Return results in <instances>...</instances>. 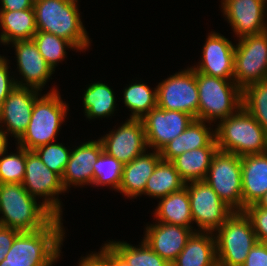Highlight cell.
<instances>
[{
  "label": "cell",
  "mask_w": 267,
  "mask_h": 266,
  "mask_svg": "<svg viewBox=\"0 0 267 266\" xmlns=\"http://www.w3.org/2000/svg\"><path fill=\"white\" fill-rule=\"evenodd\" d=\"M62 218L55 217L46 227L36 231H21L5 255V262L52 266L60 257L65 231Z\"/></svg>",
  "instance_id": "6da1fadb"
},
{
  "label": "cell",
  "mask_w": 267,
  "mask_h": 266,
  "mask_svg": "<svg viewBox=\"0 0 267 266\" xmlns=\"http://www.w3.org/2000/svg\"><path fill=\"white\" fill-rule=\"evenodd\" d=\"M77 3L78 0H34L37 31L62 37L78 51L86 50L91 42Z\"/></svg>",
  "instance_id": "7a4b0ae2"
},
{
  "label": "cell",
  "mask_w": 267,
  "mask_h": 266,
  "mask_svg": "<svg viewBox=\"0 0 267 266\" xmlns=\"http://www.w3.org/2000/svg\"><path fill=\"white\" fill-rule=\"evenodd\" d=\"M0 225L19 231L46 227L55 216L19 183L0 184Z\"/></svg>",
  "instance_id": "3957f363"
},
{
  "label": "cell",
  "mask_w": 267,
  "mask_h": 266,
  "mask_svg": "<svg viewBox=\"0 0 267 266\" xmlns=\"http://www.w3.org/2000/svg\"><path fill=\"white\" fill-rule=\"evenodd\" d=\"M218 123L215 137L219 151L240 157L267 152V132L243 107Z\"/></svg>",
  "instance_id": "277c9868"
},
{
  "label": "cell",
  "mask_w": 267,
  "mask_h": 266,
  "mask_svg": "<svg viewBox=\"0 0 267 266\" xmlns=\"http://www.w3.org/2000/svg\"><path fill=\"white\" fill-rule=\"evenodd\" d=\"M69 109L63 102L60 92L52 88L47 94L39 97L33 106L32 116L17 146L26 150L54 142Z\"/></svg>",
  "instance_id": "5b68a950"
},
{
  "label": "cell",
  "mask_w": 267,
  "mask_h": 266,
  "mask_svg": "<svg viewBox=\"0 0 267 266\" xmlns=\"http://www.w3.org/2000/svg\"><path fill=\"white\" fill-rule=\"evenodd\" d=\"M199 91L198 120L210 123L223 120L242 107V89L234 80L197 72Z\"/></svg>",
  "instance_id": "8992f818"
},
{
  "label": "cell",
  "mask_w": 267,
  "mask_h": 266,
  "mask_svg": "<svg viewBox=\"0 0 267 266\" xmlns=\"http://www.w3.org/2000/svg\"><path fill=\"white\" fill-rule=\"evenodd\" d=\"M214 234L218 266H242L257 242L252 222L244 211H234Z\"/></svg>",
  "instance_id": "52a82bcc"
},
{
  "label": "cell",
  "mask_w": 267,
  "mask_h": 266,
  "mask_svg": "<svg viewBox=\"0 0 267 266\" xmlns=\"http://www.w3.org/2000/svg\"><path fill=\"white\" fill-rule=\"evenodd\" d=\"M241 177V157L218 150L204 180L234 211H243Z\"/></svg>",
  "instance_id": "ba28073f"
},
{
  "label": "cell",
  "mask_w": 267,
  "mask_h": 266,
  "mask_svg": "<svg viewBox=\"0 0 267 266\" xmlns=\"http://www.w3.org/2000/svg\"><path fill=\"white\" fill-rule=\"evenodd\" d=\"M22 185L33 198L43 197L42 204L55 217L62 218V205L58 197L66 191L61 176L50 170L34 150H26L25 177Z\"/></svg>",
  "instance_id": "9c48e42d"
},
{
  "label": "cell",
  "mask_w": 267,
  "mask_h": 266,
  "mask_svg": "<svg viewBox=\"0 0 267 266\" xmlns=\"http://www.w3.org/2000/svg\"><path fill=\"white\" fill-rule=\"evenodd\" d=\"M234 55V82L243 90L267 79V31L238 38Z\"/></svg>",
  "instance_id": "30bf717a"
},
{
  "label": "cell",
  "mask_w": 267,
  "mask_h": 266,
  "mask_svg": "<svg viewBox=\"0 0 267 266\" xmlns=\"http://www.w3.org/2000/svg\"><path fill=\"white\" fill-rule=\"evenodd\" d=\"M157 107L166 110L182 111L198 119L199 91L197 72L191 67L171 75L159 82Z\"/></svg>",
  "instance_id": "8fae6325"
},
{
  "label": "cell",
  "mask_w": 267,
  "mask_h": 266,
  "mask_svg": "<svg viewBox=\"0 0 267 266\" xmlns=\"http://www.w3.org/2000/svg\"><path fill=\"white\" fill-rule=\"evenodd\" d=\"M190 200L192 220L198 225L197 231L216 232L234 212L205 180L185 184Z\"/></svg>",
  "instance_id": "7c38bea8"
},
{
  "label": "cell",
  "mask_w": 267,
  "mask_h": 266,
  "mask_svg": "<svg viewBox=\"0 0 267 266\" xmlns=\"http://www.w3.org/2000/svg\"><path fill=\"white\" fill-rule=\"evenodd\" d=\"M100 140L104 151L122 164L130 163L148 149L142 119L129 118Z\"/></svg>",
  "instance_id": "4fadbf2b"
},
{
  "label": "cell",
  "mask_w": 267,
  "mask_h": 266,
  "mask_svg": "<svg viewBox=\"0 0 267 266\" xmlns=\"http://www.w3.org/2000/svg\"><path fill=\"white\" fill-rule=\"evenodd\" d=\"M194 120L185 112L154 108L147 113L142 122L147 146L160 151L167 143L178 137Z\"/></svg>",
  "instance_id": "5bb4252c"
},
{
  "label": "cell",
  "mask_w": 267,
  "mask_h": 266,
  "mask_svg": "<svg viewBox=\"0 0 267 266\" xmlns=\"http://www.w3.org/2000/svg\"><path fill=\"white\" fill-rule=\"evenodd\" d=\"M40 96L38 90L16 86L0 106V127L4 130L6 126L4 131L16 141L28 128L33 106Z\"/></svg>",
  "instance_id": "9a60e30c"
},
{
  "label": "cell",
  "mask_w": 267,
  "mask_h": 266,
  "mask_svg": "<svg viewBox=\"0 0 267 266\" xmlns=\"http://www.w3.org/2000/svg\"><path fill=\"white\" fill-rule=\"evenodd\" d=\"M222 12L237 37L257 35L267 31L263 0H222Z\"/></svg>",
  "instance_id": "2e32d148"
},
{
  "label": "cell",
  "mask_w": 267,
  "mask_h": 266,
  "mask_svg": "<svg viewBox=\"0 0 267 266\" xmlns=\"http://www.w3.org/2000/svg\"><path fill=\"white\" fill-rule=\"evenodd\" d=\"M202 60L192 66L195 72L211 77L233 80L235 45L225 36L210 32L202 50Z\"/></svg>",
  "instance_id": "e0dca14e"
},
{
  "label": "cell",
  "mask_w": 267,
  "mask_h": 266,
  "mask_svg": "<svg viewBox=\"0 0 267 266\" xmlns=\"http://www.w3.org/2000/svg\"><path fill=\"white\" fill-rule=\"evenodd\" d=\"M12 45L15 47L19 75L22 76L21 81L15 80L16 86L42 91L54 70L46 63L33 39L18 40Z\"/></svg>",
  "instance_id": "ac0fdd59"
},
{
  "label": "cell",
  "mask_w": 267,
  "mask_h": 266,
  "mask_svg": "<svg viewBox=\"0 0 267 266\" xmlns=\"http://www.w3.org/2000/svg\"><path fill=\"white\" fill-rule=\"evenodd\" d=\"M143 240L163 259L172 264L186 246L189 237L198 229L155 222L145 228Z\"/></svg>",
  "instance_id": "d6986e66"
},
{
  "label": "cell",
  "mask_w": 267,
  "mask_h": 266,
  "mask_svg": "<svg viewBox=\"0 0 267 266\" xmlns=\"http://www.w3.org/2000/svg\"><path fill=\"white\" fill-rule=\"evenodd\" d=\"M103 151L100 139L85 142L71 150L68 163L61 177L65 191L71 185L93 184V165Z\"/></svg>",
  "instance_id": "ffe728a7"
},
{
  "label": "cell",
  "mask_w": 267,
  "mask_h": 266,
  "mask_svg": "<svg viewBox=\"0 0 267 266\" xmlns=\"http://www.w3.org/2000/svg\"><path fill=\"white\" fill-rule=\"evenodd\" d=\"M243 211L267 192V152L241 157Z\"/></svg>",
  "instance_id": "44dd1931"
},
{
  "label": "cell",
  "mask_w": 267,
  "mask_h": 266,
  "mask_svg": "<svg viewBox=\"0 0 267 266\" xmlns=\"http://www.w3.org/2000/svg\"><path fill=\"white\" fill-rule=\"evenodd\" d=\"M208 128L206 121L194 119L189 126L176 138L167 143L160 155L164 161H172L186 151L199 149L205 146H218L215 130Z\"/></svg>",
  "instance_id": "7402d4cb"
},
{
  "label": "cell",
  "mask_w": 267,
  "mask_h": 266,
  "mask_svg": "<svg viewBox=\"0 0 267 266\" xmlns=\"http://www.w3.org/2000/svg\"><path fill=\"white\" fill-rule=\"evenodd\" d=\"M162 160L160 151L146 154V151L130 163L123 165L122 180L119 192L129 198H136L144 193L147 180Z\"/></svg>",
  "instance_id": "603a6c76"
},
{
  "label": "cell",
  "mask_w": 267,
  "mask_h": 266,
  "mask_svg": "<svg viewBox=\"0 0 267 266\" xmlns=\"http://www.w3.org/2000/svg\"><path fill=\"white\" fill-rule=\"evenodd\" d=\"M171 266H218L214 233L194 231Z\"/></svg>",
  "instance_id": "cb8c5ba5"
},
{
  "label": "cell",
  "mask_w": 267,
  "mask_h": 266,
  "mask_svg": "<svg viewBox=\"0 0 267 266\" xmlns=\"http://www.w3.org/2000/svg\"><path fill=\"white\" fill-rule=\"evenodd\" d=\"M0 43L9 45L18 40L32 39L37 32L34 8L0 11Z\"/></svg>",
  "instance_id": "d4e9b609"
},
{
  "label": "cell",
  "mask_w": 267,
  "mask_h": 266,
  "mask_svg": "<svg viewBox=\"0 0 267 266\" xmlns=\"http://www.w3.org/2000/svg\"><path fill=\"white\" fill-rule=\"evenodd\" d=\"M154 215L156 216V222L193 229L191 225L193 224L191 206L186 186L160 198Z\"/></svg>",
  "instance_id": "484cf974"
},
{
  "label": "cell",
  "mask_w": 267,
  "mask_h": 266,
  "mask_svg": "<svg viewBox=\"0 0 267 266\" xmlns=\"http://www.w3.org/2000/svg\"><path fill=\"white\" fill-rule=\"evenodd\" d=\"M217 151L218 146H205L186 151L175 157L171 162L185 183L204 180L207 176L212 158Z\"/></svg>",
  "instance_id": "4316f807"
},
{
  "label": "cell",
  "mask_w": 267,
  "mask_h": 266,
  "mask_svg": "<svg viewBox=\"0 0 267 266\" xmlns=\"http://www.w3.org/2000/svg\"><path fill=\"white\" fill-rule=\"evenodd\" d=\"M185 184L174 164L161 160L148 178L143 194L160 199L180 190Z\"/></svg>",
  "instance_id": "83f0119b"
},
{
  "label": "cell",
  "mask_w": 267,
  "mask_h": 266,
  "mask_svg": "<svg viewBox=\"0 0 267 266\" xmlns=\"http://www.w3.org/2000/svg\"><path fill=\"white\" fill-rule=\"evenodd\" d=\"M115 106V94L107 84L95 82L86 87L83 95V107L87 118L111 116L115 111Z\"/></svg>",
  "instance_id": "f1b7e54d"
},
{
  "label": "cell",
  "mask_w": 267,
  "mask_h": 266,
  "mask_svg": "<svg viewBox=\"0 0 267 266\" xmlns=\"http://www.w3.org/2000/svg\"><path fill=\"white\" fill-rule=\"evenodd\" d=\"M124 104L130 109L129 118L142 119L152 109L157 107V90L150 89L144 83L135 82L124 89Z\"/></svg>",
  "instance_id": "f546056e"
},
{
  "label": "cell",
  "mask_w": 267,
  "mask_h": 266,
  "mask_svg": "<svg viewBox=\"0 0 267 266\" xmlns=\"http://www.w3.org/2000/svg\"><path fill=\"white\" fill-rule=\"evenodd\" d=\"M131 266H171L159 254L154 252L149 245L142 240L141 246L130 245L127 242H108Z\"/></svg>",
  "instance_id": "4dcf8cb0"
},
{
  "label": "cell",
  "mask_w": 267,
  "mask_h": 266,
  "mask_svg": "<svg viewBox=\"0 0 267 266\" xmlns=\"http://www.w3.org/2000/svg\"><path fill=\"white\" fill-rule=\"evenodd\" d=\"M242 107L267 132V79L242 90Z\"/></svg>",
  "instance_id": "1f68e13d"
},
{
  "label": "cell",
  "mask_w": 267,
  "mask_h": 266,
  "mask_svg": "<svg viewBox=\"0 0 267 266\" xmlns=\"http://www.w3.org/2000/svg\"><path fill=\"white\" fill-rule=\"evenodd\" d=\"M46 63L55 71L56 65L66 57V49L77 48L68 40L43 31H37L32 38Z\"/></svg>",
  "instance_id": "d6a6232c"
},
{
  "label": "cell",
  "mask_w": 267,
  "mask_h": 266,
  "mask_svg": "<svg viewBox=\"0 0 267 266\" xmlns=\"http://www.w3.org/2000/svg\"><path fill=\"white\" fill-rule=\"evenodd\" d=\"M123 165L115 157L103 151L93 165L92 185L109 186L118 191L122 180Z\"/></svg>",
  "instance_id": "836d02e7"
},
{
  "label": "cell",
  "mask_w": 267,
  "mask_h": 266,
  "mask_svg": "<svg viewBox=\"0 0 267 266\" xmlns=\"http://www.w3.org/2000/svg\"><path fill=\"white\" fill-rule=\"evenodd\" d=\"M17 150L9 155L5 152L0 157V184H22L25 177L26 149L18 146Z\"/></svg>",
  "instance_id": "e575fe53"
},
{
  "label": "cell",
  "mask_w": 267,
  "mask_h": 266,
  "mask_svg": "<svg viewBox=\"0 0 267 266\" xmlns=\"http://www.w3.org/2000/svg\"><path fill=\"white\" fill-rule=\"evenodd\" d=\"M34 151L50 170L62 177L71 149L66 148L62 143L51 142L37 147Z\"/></svg>",
  "instance_id": "d590c367"
},
{
  "label": "cell",
  "mask_w": 267,
  "mask_h": 266,
  "mask_svg": "<svg viewBox=\"0 0 267 266\" xmlns=\"http://www.w3.org/2000/svg\"><path fill=\"white\" fill-rule=\"evenodd\" d=\"M244 212L252 222L257 241L267 243V209L255 203L248 205Z\"/></svg>",
  "instance_id": "8d00e7d4"
},
{
  "label": "cell",
  "mask_w": 267,
  "mask_h": 266,
  "mask_svg": "<svg viewBox=\"0 0 267 266\" xmlns=\"http://www.w3.org/2000/svg\"><path fill=\"white\" fill-rule=\"evenodd\" d=\"M103 245L100 251L92 254L104 266H131L109 243Z\"/></svg>",
  "instance_id": "74e56055"
},
{
  "label": "cell",
  "mask_w": 267,
  "mask_h": 266,
  "mask_svg": "<svg viewBox=\"0 0 267 266\" xmlns=\"http://www.w3.org/2000/svg\"><path fill=\"white\" fill-rule=\"evenodd\" d=\"M8 59L0 55V106L16 87L15 79L10 76Z\"/></svg>",
  "instance_id": "f35d334b"
},
{
  "label": "cell",
  "mask_w": 267,
  "mask_h": 266,
  "mask_svg": "<svg viewBox=\"0 0 267 266\" xmlns=\"http://www.w3.org/2000/svg\"><path fill=\"white\" fill-rule=\"evenodd\" d=\"M242 266H267V243L257 241Z\"/></svg>",
  "instance_id": "ab89813d"
},
{
  "label": "cell",
  "mask_w": 267,
  "mask_h": 266,
  "mask_svg": "<svg viewBox=\"0 0 267 266\" xmlns=\"http://www.w3.org/2000/svg\"><path fill=\"white\" fill-rule=\"evenodd\" d=\"M21 231L0 225V262L5 258V255L10 250L15 237Z\"/></svg>",
  "instance_id": "60d3db41"
},
{
  "label": "cell",
  "mask_w": 267,
  "mask_h": 266,
  "mask_svg": "<svg viewBox=\"0 0 267 266\" xmlns=\"http://www.w3.org/2000/svg\"><path fill=\"white\" fill-rule=\"evenodd\" d=\"M2 7L0 11H20L31 9L34 6V0H0Z\"/></svg>",
  "instance_id": "b9f144b4"
},
{
  "label": "cell",
  "mask_w": 267,
  "mask_h": 266,
  "mask_svg": "<svg viewBox=\"0 0 267 266\" xmlns=\"http://www.w3.org/2000/svg\"><path fill=\"white\" fill-rule=\"evenodd\" d=\"M86 256L81 258L78 266H104L92 253Z\"/></svg>",
  "instance_id": "7bdbcfd3"
},
{
  "label": "cell",
  "mask_w": 267,
  "mask_h": 266,
  "mask_svg": "<svg viewBox=\"0 0 267 266\" xmlns=\"http://www.w3.org/2000/svg\"><path fill=\"white\" fill-rule=\"evenodd\" d=\"M8 135L0 128V157L7 151L8 147Z\"/></svg>",
  "instance_id": "ee69618b"
},
{
  "label": "cell",
  "mask_w": 267,
  "mask_h": 266,
  "mask_svg": "<svg viewBox=\"0 0 267 266\" xmlns=\"http://www.w3.org/2000/svg\"><path fill=\"white\" fill-rule=\"evenodd\" d=\"M0 266H33L31 263L5 262V258L0 262Z\"/></svg>",
  "instance_id": "f6af8a7d"
},
{
  "label": "cell",
  "mask_w": 267,
  "mask_h": 266,
  "mask_svg": "<svg viewBox=\"0 0 267 266\" xmlns=\"http://www.w3.org/2000/svg\"><path fill=\"white\" fill-rule=\"evenodd\" d=\"M259 207L267 209V192L256 203Z\"/></svg>",
  "instance_id": "bcb514c9"
}]
</instances>
